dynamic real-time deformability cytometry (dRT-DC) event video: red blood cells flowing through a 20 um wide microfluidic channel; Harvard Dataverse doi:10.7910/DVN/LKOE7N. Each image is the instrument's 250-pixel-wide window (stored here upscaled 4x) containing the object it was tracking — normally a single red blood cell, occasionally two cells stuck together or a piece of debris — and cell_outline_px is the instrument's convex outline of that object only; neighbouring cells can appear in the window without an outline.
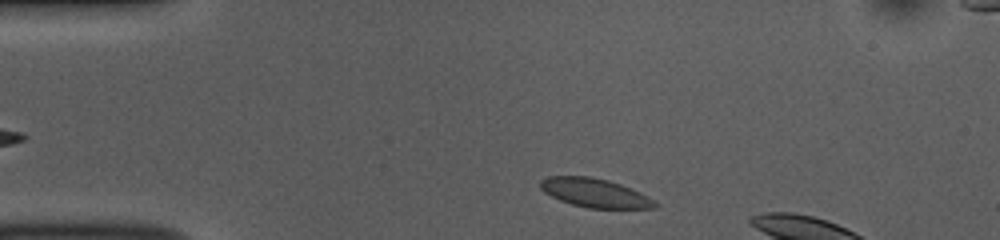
{"species": "common noctule bat (a hibernating species)", "species_latin": "Nyctalus noctula", "temperature_condition": "room temperature", "stored_images_in_passage": 6, "camera_frame_rate_fps": 3000, "um_per_image_px": 0.085, "animal": {"sex": "female", "body_mass_g": 10.0, "forearm_length_mm": 53.1}, "frame": {"image": 1, "passage_image": 2, "time_ms": 0.333, "image_size_px": [1000, 240], "cell_outline_px": [[656, 208], [588, 208], [572, 204], [560, 200], [544, 192], [540, 188], [540, 180], [548, 176], [588, 176], [608, 180], [620, 184], [640, 192], [652, 200], [656, 204]], "centroid_in_image_um": [50.51, 16.39], "position_along_channel_um": 34.5, "area_um2": 19.02}}